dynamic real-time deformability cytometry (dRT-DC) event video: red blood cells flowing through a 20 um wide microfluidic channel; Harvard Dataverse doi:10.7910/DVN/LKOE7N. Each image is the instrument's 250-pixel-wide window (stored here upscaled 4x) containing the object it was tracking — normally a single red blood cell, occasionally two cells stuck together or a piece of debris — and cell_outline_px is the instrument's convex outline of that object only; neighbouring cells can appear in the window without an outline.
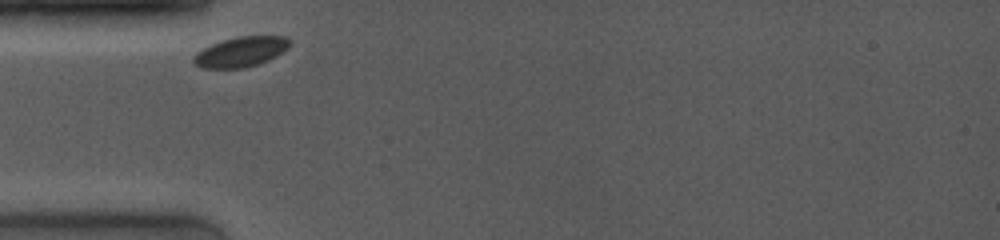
{"species": "common noctule bat (a hibernating species)", "species_latin": "Nyctalus noctula", "temperature_condition": "room temperature", "stored_images_in_passage": 14, "camera_frame_rate_fps": 4000, "um_per_image_px": 0.085, "animal": {"sex": "female", "body_mass_g": 19.0, "forearm_length_mm": 53.3}, "frame": {"image": 1, "passage_image": 1, "time_ms": 0.0, "image_size_px": [1000, 240], "cell_outline_px": [[292, 44], [288, 48], [276, 56], [268, 60], [244, 68], [200, 68], [192, 60], [192, 56], [196, 52], [212, 44], [236, 36], [284, 36]], "centroid_in_image_um": [20.46, 4.4], "position_along_channel_um": 64.5, "area_um2": 16.76}}
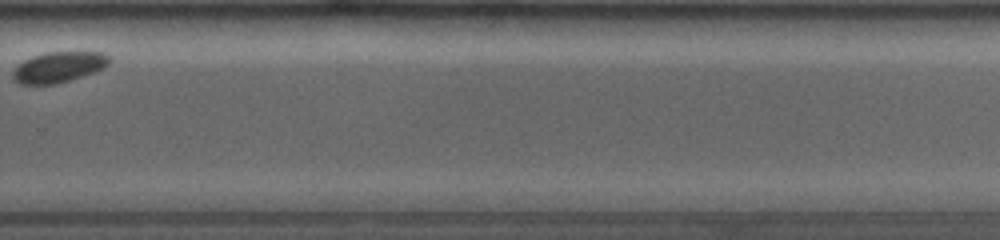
{"frame": {"image": 2, "passage_image": 12, "time_ms": 7.25, "image_size_px": [1000, 240], "cell_outline_px": [[112, 60], [104, 68], [68, 80], [52, 84], [20, 84], [12, 80], [12, 72], [24, 60], [32, 56], [48, 52], [104, 52], [112, 56]], "centroid_in_image_um": [5.01, 5.69], "position_along_channel_um": 324.8, "area_um2": 17.11}}
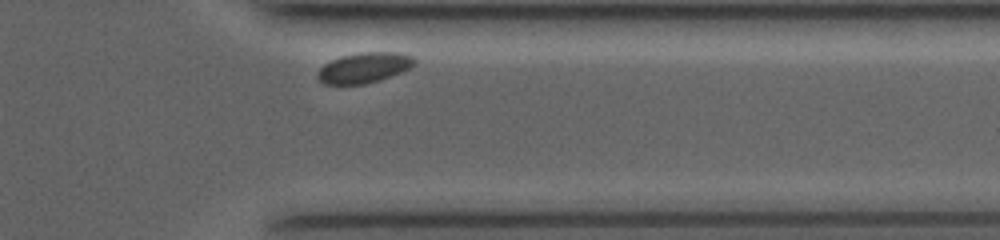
{"frame": {"image": 3, "passage_image": 14, "time_ms": 8.75, "image_size_px": [1000, 240], "cell_outline_px": [[416, 64], [400, 72], [380, 80], [364, 84], [324, 84], [316, 76], [316, 72], [324, 64], [340, 56], [360, 52], [400, 52], [412, 56], [416, 60]], "centroid_in_image_um": [30.94, 5.74], "position_along_channel_um": 380.5, "area_um2": 17.17}}